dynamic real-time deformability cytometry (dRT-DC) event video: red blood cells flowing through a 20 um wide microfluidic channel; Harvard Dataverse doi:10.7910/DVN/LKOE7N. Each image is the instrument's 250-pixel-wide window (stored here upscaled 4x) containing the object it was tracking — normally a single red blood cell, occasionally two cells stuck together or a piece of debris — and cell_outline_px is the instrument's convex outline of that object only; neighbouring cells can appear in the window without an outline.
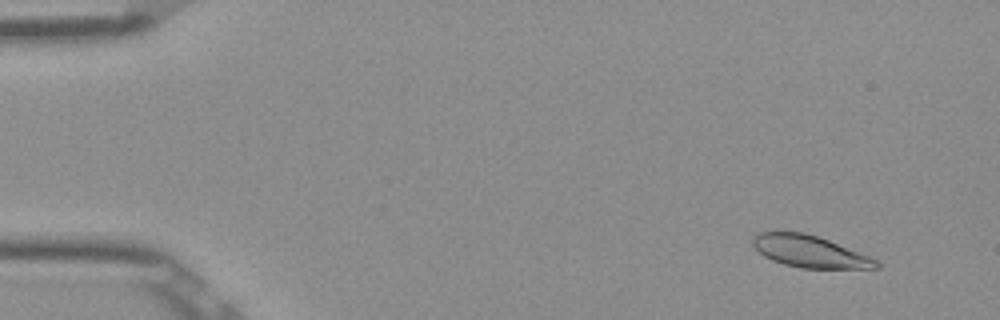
{"species": "Egyptian fruit bat (a non-hibernating species)", "species_latin": "Rousettus aegyptiacus", "temperature_condition": "room temperature", "stored_images_in_passage": 53, "camera_frame_rate_fps": 3000, "um_per_image_px": 0.085, "frame": {"image": 1, "passage_image": 5, "time_ms": 1.333, "image_size_px": [1000, 320], "cell_outline_px": [[880, 268], [800, 268], [784, 264], [772, 260], [764, 256], [752, 244], [752, 240], [760, 232], [804, 232], [828, 240], [868, 256], [876, 260], [880, 264]], "centroid_in_image_um": [68.81, 21.38], "position_along_channel_um": 16.2, "area_um2": 22.48}}
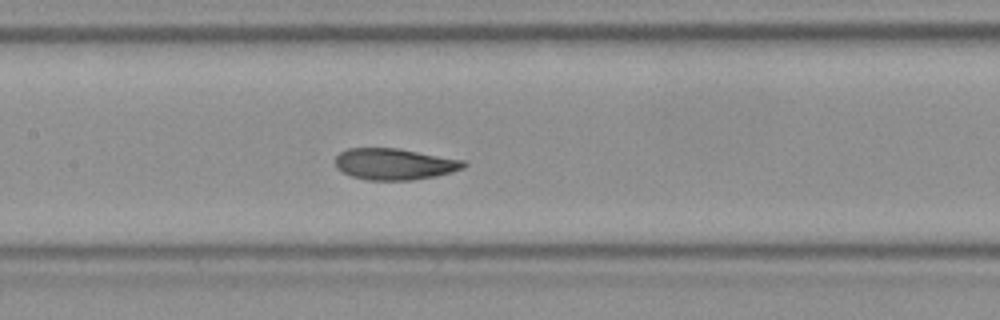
{"frame": {"image": 2, "passage_image": 26, "time_ms": 8.333, "image_size_px": [1000, 320], "cell_outline_px": [[468, 164], [464, 168], [452, 172], [436, 176], [412, 180], [368, 180], [352, 176], [336, 168], [336, 156], [340, 152], [348, 148], [396, 148], [464, 160]], "centroid_in_image_um": [33.54, 13.95], "position_along_channel_um": 173.9, "area_um2": 23.41}}
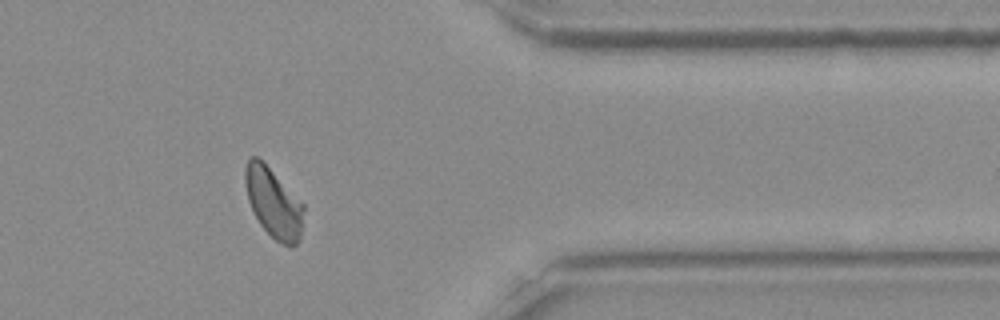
{"frame": {"image": 3, "passage_image": 44, "time_ms": 14.333, "image_size_px": [1000, 320], "cell_outline_px": [[304, 208], [300, 240], [296, 244], [280, 244], [260, 224], [248, 200], [244, 180], [244, 168], [248, 160], [252, 156], [256, 156], [304, 204]], "centroid_in_image_um": [23.24, 17.25], "position_along_channel_um": 388.2, "area_um2": 23.12}, "authors_computed_cell_mechanics": {"area_um2": 23.6402, "velocity_mm_per_s": 3.8617, "shape_relaxation_time_tau1_ms": 3.867, "shape_relaxation_time_tau2_ms": 1.2293, "deformation_change_tau1": 0.1332, "deformation_change_tau2": 0.0532}}